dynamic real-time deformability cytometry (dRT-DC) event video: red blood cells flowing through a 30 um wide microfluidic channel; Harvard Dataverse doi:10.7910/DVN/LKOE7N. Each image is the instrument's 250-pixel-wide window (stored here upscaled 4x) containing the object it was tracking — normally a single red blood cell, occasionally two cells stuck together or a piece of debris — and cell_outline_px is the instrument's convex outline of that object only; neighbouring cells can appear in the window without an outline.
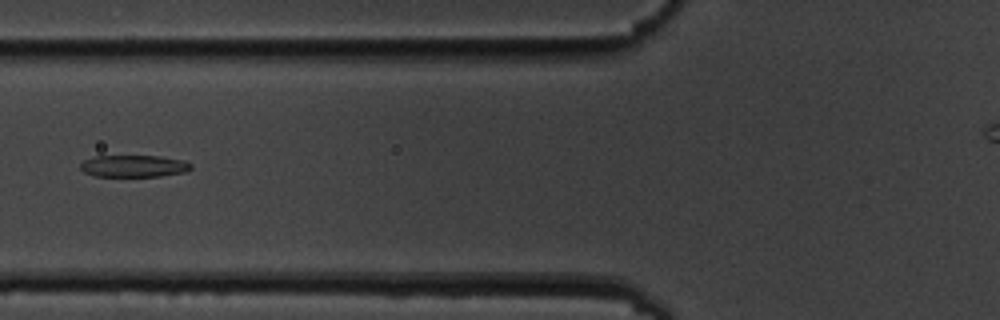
{"species": "common noctule bat (a hibernating species)", "species_latin": "Nyctalus noctula", "temperature_condition": "cold", "stored_images_in_passage": 6, "camera_frame_rate_fps": 3000, "um_per_image_px": 0.085, "animal": {"sex": "male", "body_mass_g": 19.5, "forearm_length_mm": 54.6}, "frame": {"image": 1, "passage_image": 6, "time_ms": 6.333, "image_size_px": [1000, 320], "cell_outline_px": [[192, 168], [184, 172], [160, 176], [92, 176], [84, 172], [80, 168], [80, 164], [84, 160], [96, 156], [160, 156], [184, 160], [192, 164]], "centroid_in_image_um": [11.37, 14.11], "position_along_channel_um": 114.4, "area_um2": 14.16}}